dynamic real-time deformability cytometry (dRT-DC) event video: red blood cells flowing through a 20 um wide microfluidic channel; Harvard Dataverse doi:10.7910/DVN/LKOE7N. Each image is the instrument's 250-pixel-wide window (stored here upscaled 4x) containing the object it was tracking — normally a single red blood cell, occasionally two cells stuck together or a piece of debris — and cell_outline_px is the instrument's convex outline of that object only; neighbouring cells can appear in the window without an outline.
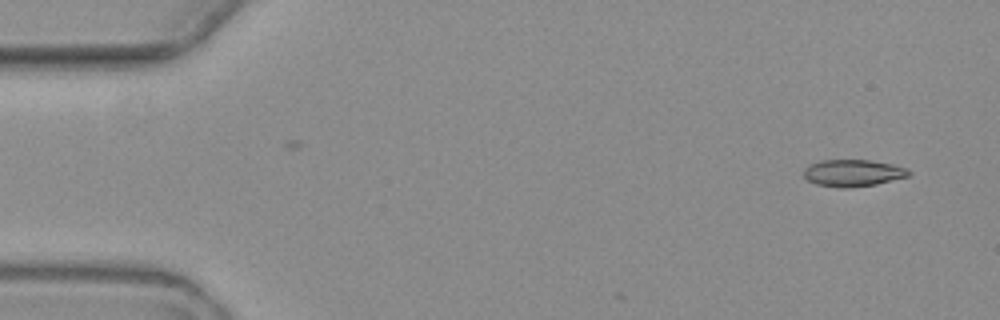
{"species": "common noctule bat (a hibernating species)", "species_latin": "Nyctalus noctula", "temperature_condition": "warm", "stored_images_in_passage": 2, "camera_frame_rate_fps": 3000, "um_per_image_px": 0.085, "animal": {"sex": "female", "body_mass_g": 19.3, "forearm_length_mm": 54.1}, "frame": {"image": 1, "passage_image": 2, "time_ms": 1.333, "image_size_px": [1000, 320], "cell_outline_px": [[912, 172], [908, 176], [876, 184], [848, 188], [840, 188], [816, 184], [808, 180], [804, 176], [804, 168], [808, 164], [820, 160], [872, 160], [892, 164], [908, 168]], "centroid_in_image_um": [72.49, 14.69], "position_along_channel_um": 12.5, "area_um2": 16.59}}